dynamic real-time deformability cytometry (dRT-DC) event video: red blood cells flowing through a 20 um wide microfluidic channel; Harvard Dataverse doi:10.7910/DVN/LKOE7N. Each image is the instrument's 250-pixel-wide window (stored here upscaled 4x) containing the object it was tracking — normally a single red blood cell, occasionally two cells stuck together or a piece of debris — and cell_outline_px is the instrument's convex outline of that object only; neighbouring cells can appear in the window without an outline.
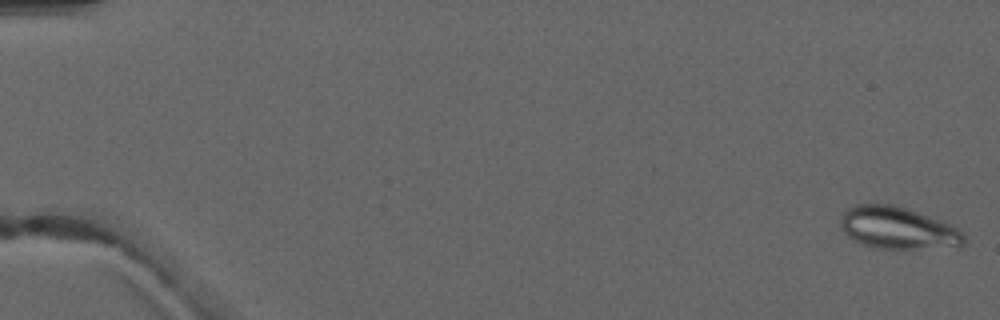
{"species": "common noctule bat (a hibernating species)", "species_latin": "Nyctalus noctula", "temperature_condition": "warm", "stored_images_in_passage": 6, "camera_frame_rate_fps": 3000, "um_per_image_px": 0.085, "animal": {"sex": "male", "forearm_length_mm": 52.5}, "frame": {"image": 1, "passage_image": 1, "time_ms": 0.0, "image_size_px": [1000, 320], "cell_outline_px": [[964, 244], [916, 248], [872, 248], [848, 236], [844, 232], [840, 224], [840, 220], [844, 212], [848, 208], [856, 204], [892, 204], [940, 220], [964, 232]], "centroid_in_image_um": [76.25, 19.36], "position_along_channel_um": 8.8, "area_um2": 29.48}}